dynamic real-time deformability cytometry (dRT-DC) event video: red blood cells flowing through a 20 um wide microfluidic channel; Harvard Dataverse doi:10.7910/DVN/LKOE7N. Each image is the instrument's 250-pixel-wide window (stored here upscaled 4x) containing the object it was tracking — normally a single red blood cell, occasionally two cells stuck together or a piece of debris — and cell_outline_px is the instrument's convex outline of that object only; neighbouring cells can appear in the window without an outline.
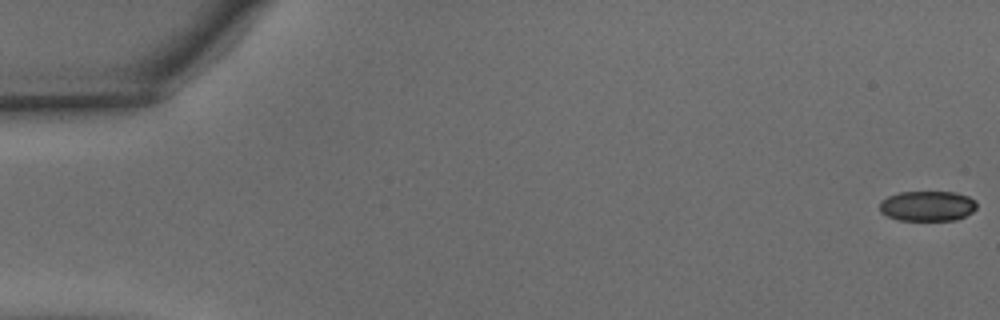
{"species": "common noctule bat (a hibernating species)", "species_latin": "Nyctalus noctula", "temperature_condition": "warm", "stored_images_in_passage": 49, "camera_frame_rate_fps": 3000, "um_per_image_px": 0.085, "animal": {"sex": "male", "body_mass_g": 15.6}, "frame": {"image": 1, "passage_image": 1, "time_ms": 0.0, "image_size_px": [1000, 320], "cell_outline_px": [[976, 208], [972, 212], [956, 220], [896, 220], [880, 212], [880, 200], [888, 196], [900, 192], [956, 192], [968, 196], [976, 200]], "centroid_in_image_um": [78.82, 17.5], "position_along_channel_um": 6.2, "area_um2": 17.17}}
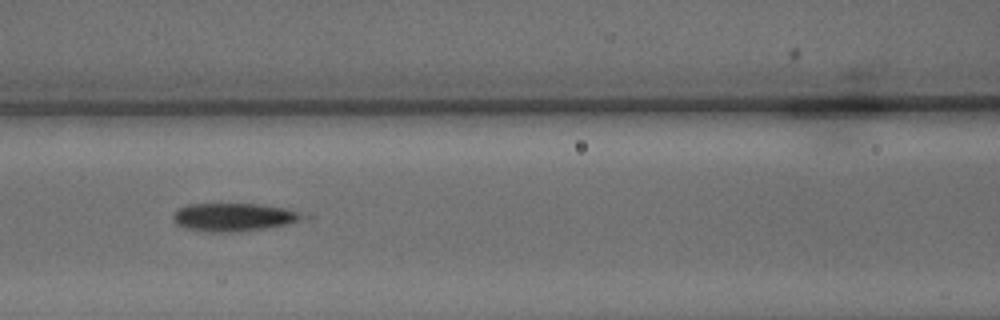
{"frame": {"image": 2, "passage_image": 22, "time_ms": 7.0, "image_size_px": [1000, 320], "cell_outline_px": [[312, 220], [264, 228], [232, 232], [204, 232], [184, 228], [176, 224], [172, 216], [176, 208], [188, 204], [260, 204], [308, 212], [312, 216]], "centroid_in_image_um": [20.01, 18.45], "position_along_channel_um": 146.6, "area_um2": 22.02}}
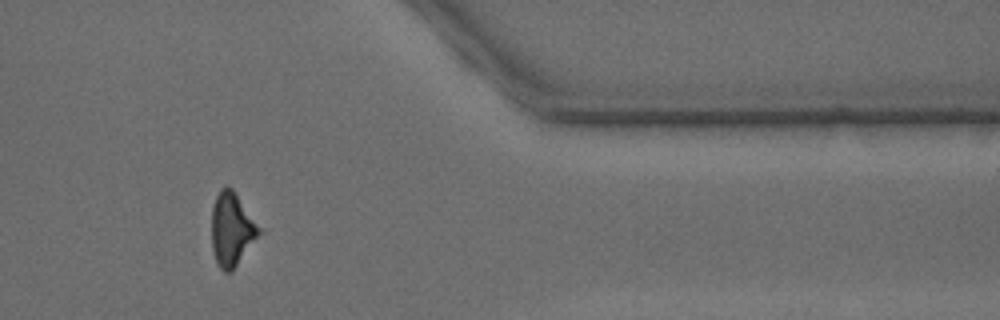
{"frame": {"image": 3, "passage_image": 41, "time_ms": 13.333, "image_size_px": [1000, 320], "cell_outline_px": [[264, 232], [232, 272], [224, 272], [216, 264], [212, 248], [212, 208], [216, 196], [220, 188], [228, 184], [236, 192]], "centroid_in_image_um": [19.74, 19.5], "position_along_channel_um": 391.7, "area_um2": 20.98}}